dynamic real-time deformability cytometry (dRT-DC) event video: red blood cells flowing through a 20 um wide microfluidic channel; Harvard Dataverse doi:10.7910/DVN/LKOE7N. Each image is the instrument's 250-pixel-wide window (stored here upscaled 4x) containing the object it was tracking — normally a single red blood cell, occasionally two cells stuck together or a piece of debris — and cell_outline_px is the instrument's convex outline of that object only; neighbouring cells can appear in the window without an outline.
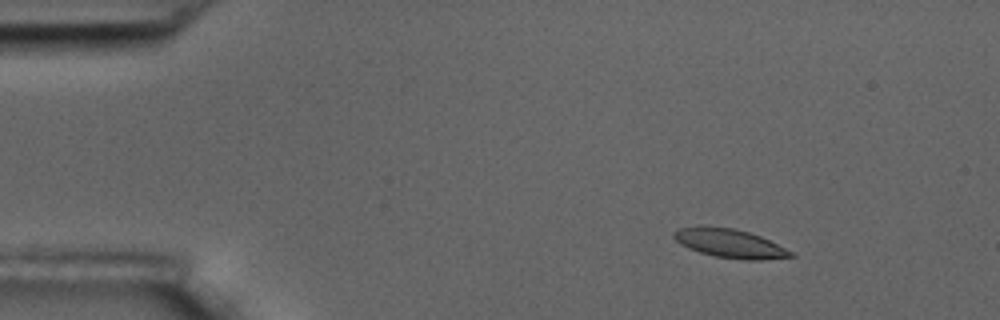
{"species": "common noctule bat (a hibernating species)", "species_latin": "Nyctalus noctula", "temperature_condition": "room temperature", "stored_images_in_passage": 7, "camera_frame_rate_fps": 3000, "um_per_image_px": 0.085, "animal": {"sex": "male", "body_mass_g": 17.5, "forearm_length_mm": 52.3}, "frame": {"image": 1, "passage_image": 3, "time_ms": 2.333, "image_size_px": [1000, 320], "cell_outline_px": [[796, 256], [760, 260], [744, 260], [716, 256], [700, 252], [688, 248], [680, 244], [672, 236], [672, 232], [676, 228], [696, 224], [700, 224], [736, 228], [760, 236], [792, 252]], "centroid_in_image_um": [61.93, 20.64], "position_along_channel_um": 23.1, "area_um2": 19.94}}
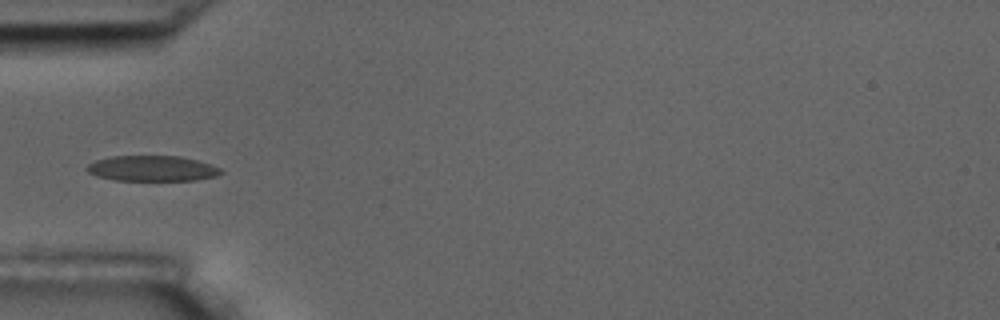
{"frame": {"image": 2, "passage_image": 6, "time_ms": 6.0, "image_size_px": [1000, 320], "cell_outline_px": [[224, 172], [216, 176], [196, 180], [116, 180], [96, 176], [88, 172], [84, 168], [88, 164], [96, 160], [112, 156], [180, 156], [196, 160], [220, 168]], "centroid_in_image_um": [12.91, 14.32], "position_along_channel_um": 72.1, "area_um2": 19.83}}